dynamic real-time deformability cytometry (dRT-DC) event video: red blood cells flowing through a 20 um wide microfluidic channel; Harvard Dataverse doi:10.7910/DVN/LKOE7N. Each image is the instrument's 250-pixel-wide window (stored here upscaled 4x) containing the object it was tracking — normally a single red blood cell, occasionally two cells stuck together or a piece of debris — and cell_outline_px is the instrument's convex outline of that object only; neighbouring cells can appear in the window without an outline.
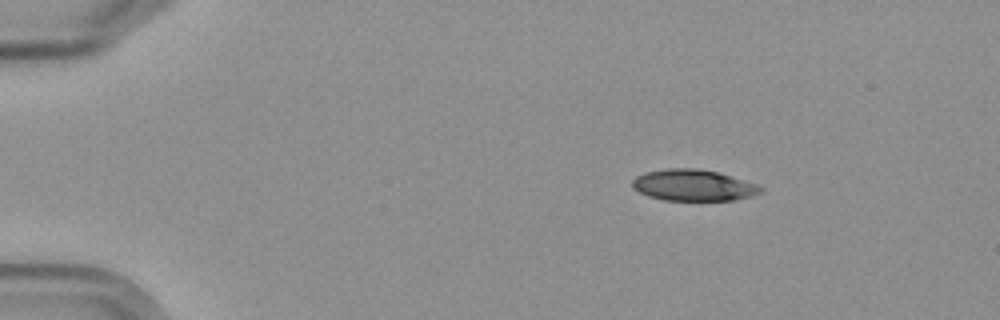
{"species": "Egyptian fruit bat (a non-hibernating species)", "species_latin": "Rousettus aegyptiacus", "temperature_condition": "cold", "stored_images_in_passage": 6, "camera_frame_rate_fps": 3000, "um_per_image_px": 0.085, "frame": {"image": 1, "passage_image": 2, "time_ms": 1.333, "image_size_px": [1000, 320], "cell_outline_px": [[764, 192], [752, 196], [736, 200], [664, 200], [648, 196], [632, 188], [632, 180], [636, 176], [644, 172], [664, 168], [696, 168], [716, 172], [756, 184], [764, 188]], "centroid_in_image_um": [58.92, 15.75], "position_along_channel_um": 26.1, "area_um2": 23.47}}
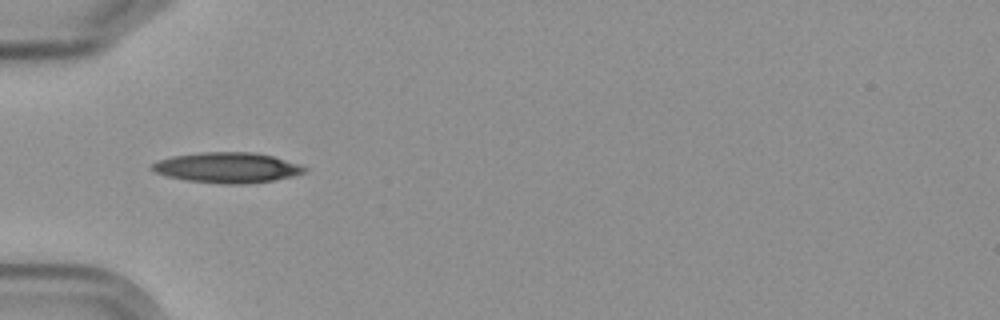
{"frame": {"image": 2, "passage_image": 5, "time_ms": 4.667, "image_size_px": [1000, 320], "cell_outline_px": [[308, 168], [304, 172], [292, 176], [272, 180], [240, 184], [228, 184], [188, 180], [168, 176], [156, 172], [152, 168], [152, 164], [156, 160], [172, 156], [200, 152], [252, 152], [272, 156], [300, 164]], "centroid_in_image_um": [19.31, 14.23], "position_along_channel_um": 65.7, "area_um2": 26.65}}
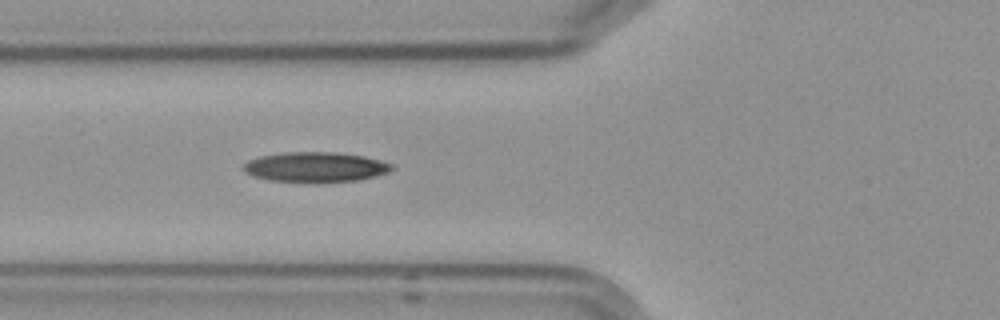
{"frame": {"image": 3, "passage_image": 6, "time_ms": 5.667, "image_size_px": [1000, 320], "cell_outline_px": [[396, 168], [388, 172], [376, 176], [356, 180], [272, 180], [252, 176], [244, 172], [240, 168], [248, 160], [260, 156], [284, 152], [336, 152], [364, 156], [380, 160], [392, 164]], "centroid_in_image_um": [26.8, 14.16], "position_along_channel_um": 99.0, "area_um2": 25.32}}